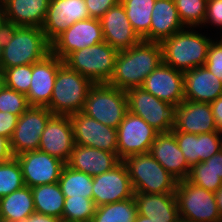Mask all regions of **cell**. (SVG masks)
<instances>
[{
	"mask_svg": "<svg viewBox=\"0 0 222 222\" xmlns=\"http://www.w3.org/2000/svg\"><path fill=\"white\" fill-rule=\"evenodd\" d=\"M162 62L161 44L141 40L129 49L119 51L108 84L124 91L141 87L146 77Z\"/></svg>",
	"mask_w": 222,
	"mask_h": 222,
	"instance_id": "obj_1",
	"label": "cell"
},
{
	"mask_svg": "<svg viewBox=\"0 0 222 222\" xmlns=\"http://www.w3.org/2000/svg\"><path fill=\"white\" fill-rule=\"evenodd\" d=\"M51 53V43L41 28L4 25L1 70L34 64Z\"/></svg>",
	"mask_w": 222,
	"mask_h": 222,
	"instance_id": "obj_2",
	"label": "cell"
},
{
	"mask_svg": "<svg viewBox=\"0 0 222 222\" xmlns=\"http://www.w3.org/2000/svg\"><path fill=\"white\" fill-rule=\"evenodd\" d=\"M190 30L184 28L160 43L163 63L183 73L205 66L212 42V39Z\"/></svg>",
	"mask_w": 222,
	"mask_h": 222,
	"instance_id": "obj_3",
	"label": "cell"
},
{
	"mask_svg": "<svg viewBox=\"0 0 222 222\" xmlns=\"http://www.w3.org/2000/svg\"><path fill=\"white\" fill-rule=\"evenodd\" d=\"M122 162L127 167L134 193H175L178 181L149 153L128 156Z\"/></svg>",
	"mask_w": 222,
	"mask_h": 222,
	"instance_id": "obj_4",
	"label": "cell"
},
{
	"mask_svg": "<svg viewBox=\"0 0 222 222\" xmlns=\"http://www.w3.org/2000/svg\"><path fill=\"white\" fill-rule=\"evenodd\" d=\"M93 84L88 78L63 63L58 68L53 94L47 108L54 115H72L82 111Z\"/></svg>",
	"mask_w": 222,
	"mask_h": 222,
	"instance_id": "obj_5",
	"label": "cell"
},
{
	"mask_svg": "<svg viewBox=\"0 0 222 222\" xmlns=\"http://www.w3.org/2000/svg\"><path fill=\"white\" fill-rule=\"evenodd\" d=\"M81 112L117 129L128 112L126 92L108 83H95L88 91Z\"/></svg>",
	"mask_w": 222,
	"mask_h": 222,
	"instance_id": "obj_6",
	"label": "cell"
},
{
	"mask_svg": "<svg viewBox=\"0 0 222 222\" xmlns=\"http://www.w3.org/2000/svg\"><path fill=\"white\" fill-rule=\"evenodd\" d=\"M119 51L106 42L72 52L64 63L92 83H108Z\"/></svg>",
	"mask_w": 222,
	"mask_h": 222,
	"instance_id": "obj_7",
	"label": "cell"
},
{
	"mask_svg": "<svg viewBox=\"0 0 222 222\" xmlns=\"http://www.w3.org/2000/svg\"><path fill=\"white\" fill-rule=\"evenodd\" d=\"M175 196L180 219L189 222H221L213 192L185 179L177 182Z\"/></svg>",
	"mask_w": 222,
	"mask_h": 222,
	"instance_id": "obj_8",
	"label": "cell"
},
{
	"mask_svg": "<svg viewBox=\"0 0 222 222\" xmlns=\"http://www.w3.org/2000/svg\"><path fill=\"white\" fill-rule=\"evenodd\" d=\"M128 111L141 117L159 133L174 128L175 106L156 98L142 87L127 89Z\"/></svg>",
	"mask_w": 222,
	"mask_h": 222,
	"instance_id": "obj_9",
	"label": "cell"
},
{
	"mask_svg": "<svg viewBox=\"0 0 222 222\" xmlns=\"http://www.w3.org/2000/svg\"><path fill=\"white\" fill-rule=\"evenodd\" d=\"M159 132L141 117L127 112L117 128V156L126 157L149 153L151 144Z\"/></svg>",
	"mask_w": 222,
	"mask_h": 222,
	"instance_id": "obj_10",
	"label": "cell"
},
{
	"mask_svg": "<svg viewBox=\"0 0 222 222\" xmlns=\"http://www.w3.org/2000/svg\"><path fill=\"white\" fill-rule=\"evenodd\" d=\"M54 114L47 107L30 106L17 121L10 145L14 156L38 150L40 137Z\"/></svg>",
	"mask_w": 222,
	"mask_h": 222,
	"instance_id": "obj_11",
	"label": "cell"
},
{
	"mask_svg": "<svg viewBox=\"0 0 222 222\" xmlns=\"http://www.w3.org/2000/svg\"><path fill=\"white\" fill-rule=\"evenodd\" d=\"M104 42L100 19L88 18L69 26L51 43V52L65 60L72 52Z\"/></svg>",
	"mask_w": 222,
	"mask_h": 222,
	"instance_id": "obj_12",
	"label": "cell"
},
{
	"mask_svg": "<svg viewBox=\"0 0 222 222\" xmlns=\"http://www.w3.org/2000/svg\"><path fill=\"white\" fill-rule=\"evenodd\" d=\"M74 143L117 154V129L104 125L83 112L70 115Z\"/></svg>",
	"mask_w": 222,
	"mask_h": 222,
	"instance_id": "obj_13",
	"label": "cell"
},
{
	"mask_svg": "<svg viewBox=\"0 0 222 222\" xmlns=\"http://www.w3.org/2000/svg\"><path fill=\"white\" fill-rule=\"evenodd\" d=\"M15 158L20 164L25 185L30 188L58 182L66 165L62 160L40 150L25 152Z\"/></svg>",
	"mask_w": 222,
	"mask_h": 222,
	"instance_id": "obj_14",
	"label": "cell"
},
{
	"mask_svg": "<svg viewBox=\"0 0 222 222\" xmlns=\"http://www.w3.org/2000/svg\"><path fill=\"white\" fill-rule=\"evenodd\" d=\"M96 206L123 201L134 196L126 165L121 161L112 170L93 177Z\"/></svg>",
	"mask_w": 222,
	"mask_h": 222,
	"instance_id": "obj_15",
	"label": "cell"
},
{
	"mask_svg": "<svg viewBox=\"0 0 222 222\" xmlns=\"http://www.w3.org/2000/svg\"><path fill=\"white\" fill-rule=\"evenodd\" d=\"M88 18L90 16L84 0H50L41 29L52 43L69 26Z\"/></svg>",
	"mask_w": 222,
	"mask_h": 222,
	"instance_id": "obj_16",
	"label": "cell"
},
{
	"mask_svg": "<svg viewBox=\"0 0 222 222\" xmlns=\"http://www.w3.org/2000/svg\"><path fill=\"white\" fill-rule=\"evenodd\" d=\"M141 87L175 107L184 101V73L163 62L146 77Z\"/></svg>",
	"mask_w": 222,
	"mask_h": 222,
	"instance_id": "obj_17",
	"label": "cell"
},
{
	"mask_svg": "<svg viewBox=\"0 0 222 222\" xmlns=\"http://www.w3.org/2000/svg\"><path fill=\"white\" fill-rule=\"evenodd\" d=\"M74 145L70 115H53L40 137L38 150L67 163Z\"/></svg>",
	"mask_w": 222,
	"mask_h": 222,
	"instance_id": "obj_18",
	"label": "cell"
},
{
	"mask_svg": "<svg viewBox=\"0 0 222 222\" xmlns=\"http://www.w3.org/2000/svg\"><path fill=\"white\" fill-rule=\"evenodd\" d=\"M64 63L52 52L32 64L31 86L27 96L30 106L47 107L53 94L58 68Z\"/></svg>",
	"mask_w": 222,
	"mask_h": 222,
	"instance_id": "obj_19",
	"label": "cell"
},
{
	"mask_svg": "<svg viewBox=\"0 0 222 222\" xmlns=\"http://www.w3.org/2000/svg\"><path fill=\"white\" fill-rule=\"evenodd\" d=\"M191 134H203L218 131L210 103L184 100L175 107L174 128Z\"/></svg>",
	"mask_w": 222,
	"mask_h": 222,
	"instance_id": "obj_20",
	"label": "cell"
},
{
	"mask_svg": "<svg viewBox=\"0 0 222 222\" xmlns=\"http://www.w3.org/2000/svg\"><path fill=\"white\" fill-rule=\"evenodd\" d=\"M104 42L118 51L138 44L141 39L134 32L121 2L111 7L101 18Z\"/></svg>",
	"mask_w": 222,
	"mask_h": 222,
	"instance_id": "obj_21",
	"label": "cell"
},
{
	"mask_svg": "<svg viewBox=\"0 0 222 222\" xmlns=\"http://www.w3.org/2000/svg\"><path fill=\"white\" fill-rule=\"evenodd\" d=\"M149 154L177 181L187 179L190 166L172 131L158 133L151 144Z\"/></svg>",
	"mask_w": 222,
	"mask_h": 222,
	"instance_id": "obj_22",
	"label": "cell"
},
{
	"mask_svg": "<svg viewBox=\"0 0 222 222\" xmlns=\"http://www.w3.org/2000/svg\"><path fill=\"white\" fill-rule=\"evenodd\" d=\"M50 0H4L0 11L1 22L9 26L41 28Z\"/></svg>",
	"mask_w": 222,
	"mask_h": 222,
	"instance_id": "obj_23",
	"label": "cell"
},
{
	"mask_svg": "<svg viewBox=\"0 0 222 222\" xmlns=\"http://www.w3.org/2000/svg\"><path fill=\"white\" fill-rule=\"evenodd\" d=\"M222 95V81L206 66L184 72V100L212 103Z\"/></svg>",
	"mask_w": 222,
	"mask_h": 222,
	"instance_id": "obj_24",
	"label": "cell"
},
{
	"mask_svg": "<svg viewBox=\"0 0 222 222\" xmlns=\"http://www.w3.org/2000/svg\"><path fill=\"white\" fill-rule=\"evenodd\" d=\"M120 162L116 153L75 144L66 164L94 177L112 170Z\"/></svg>",
	"mask_w": 222,
	"mask_h": 222,
	"instance_id": "obj_25",
	"label": "cell"
},
{
	"mask_svg": "<svg viewBox=\"0 0 222 222\" xmlns=\"http://www.w3.org/2000/svg\"><path fill=\"white\" fill-rule=\"evenodd\" d=\"M139 215L153 222H176L179 219L175 193H134Z\"/></svg>",
	"mask_w": 222,
	"mask_h": 222,
	"instance_id": "obj_26",
	"label": "cell"
},
{
	"mask_svg": "<svg viewBox=\"0 0 222 222\" xmlns=\"http://www.w3.org/2000/svg\"><path fill=\"white\" fill-rule=\"evenodd\" d=\"M184 28L174 0L155 1L150 24V42L161 43Z\"/></svg>",
	"mask_w": 222,
	"mask_h": 222,
	"instance_id": "obj_27",
	"label": "cell"
},
{
	"mask_svg": "<svg viewBox=\"0 0 222 222\" xmlns=\"http://www.w3.org/2000/svg\"><path fill=\"white\" fill-rule=\"evenodd\" d=\"M35 212L31 188L23 186L1 197L0 218L13 222L26 219Z\"/></svg>",
	"mask_w": 222,
	"mask_h": 222,
	"instance_id": "obj_28",
	"label": "cell"
},
{
	"mask_svg": "<svg viewBox=\"0 0 222 222\" xmlns=\"http://www.w3.org/2000/svg\"><path fill=\"white\" fill-rule=\"evenodd\" d=\"M35 212L62 219L64 194L58 182L38 185L31 188Z\"/></svg>",
	"mask_w": 222,
	"mask_h": 222,
	"instance_id": "obj_29",
	"label": "cell"
},
{
	"mask_svg": "<svg viewBox=\"0 0 222 222\" xmlns=\"http://www.w3.org/2000/svg\"><path fill=\"white\" fill-rule=\"evenodd\" d=\"M156 0H120L134 32L141 40L150 42V24Z\"/></svg>",
	"mask_w": 222,
	"mask_h": 222,
	"instance_id": "obj_30",
	"label": "cell"
},
{
	"mask_svg": "<svg viewBox=\"0 0 222 222\" xmlns=\"http://www.w3.org/2000/svg\"><path fill=\"white\" fill-rule=\"evenodd\" d=\"M58 184L64 197H85L93 200V177L81 171L63 167Z\"/></svg>",
	"mask_w": 222,
	"mask_h": 222,
	"instance_id": "obj_31",
	"label": "cell"
},
{
	"mask_svg": "<svg viewBox=\"0 0 222 222\" xmlns=\"http://www.w3.org/2000/svg\"><path fill=\"white\" fill-rule=\"evenodd\" d=\"M138 214L137 204L132 198L100 205L90 222H134Z\"/></svg>",
	"mask_w": 222,
	"mask_h": 222,
	"instance_id": "obj_32",
	"label": "cell"
},
{
	"mask_svg": "<svg viewBox=\"0 0 222 222\" xmlns=\"http://www.w3.org/2000/svg\"><path fill=\"white\" fill-rule=\"evenodd\" d=\"M96 204L92 199L81 197H65L62 219L70 222H90L96 212Z\"/></svg>",
	"mask_w": 222,
	"mask_h": 222,
	"instance_id": "obj_33",
	"label": "cell"
},
{
	"mask_svg": "<svg viewBox=\"0 0 222 222\" xmlns=\"http://www.w3.org/2000/svg\"><path fill=\"white\" fill-rule=\"evenodd\" d=\"M185 28L204 24L208 0H174Z\"/></svg>",
	"mask_w": 222,
	"mask_h": 222,
	"instance_id": "obj_34",
	"label": "cell"
},
{
	"mask_svg": "<svg viewBox=\"0 0 222 222\" xmlns=\"http://www.w3.org/2000/svg\"><path fill=\"white\" fill-rule=\"evenodd\" d=\"M25 186L19 162L14 157L10 161L0 162V197L9 195Z\"/></svg>",
	"mask_w": 222,
	"mask_h": 222,
	"instance_id": "obj_35",
	"label": "cell"
},
{
	"mask_svg": "<svg viewBox=\"0 0 222 222\" xmlns=\"http://www.w3.org/2000/svg\"><path fill=\"white\" fill-rule=\"evenodd\" d=\"M186 180L213 193L222 186V178L214 173L204 162L190 167Z\"/></svg>",
	"mask_w": 222,
	"mask_h": 222,
	"instance_id": "obj_36",
	"label": "cell"
},
{
	"mask_svg": "<svg viewBox=\"0 0 222 222\" xmlns=\"http://www.w3.org/2000/svg\"><path fill=\"white\" fill-rule=\"evenodd\" d=\"M4 85L19 93L28 94L31 86L32 64L5 69Z\"/></svg>",
	"mask_w": 222,
	"mask_h": 222,
	"instance_id": "obj_37",
	"label": "cell"
},
{
	"mask_svg": "<svg viewBox=\"0 0 222 222\" xmlns=\"http://www.w3.org/2000/svg\"><path fill=\"white\" fill-rule=\"evenodd\" d=\"M30 107L27 96L5 85L0 90V111L20 117Z\"/></svg>",
	"mask_w": 222,
	"mask_h": 222,
	"instance_id": "obj_38",
	"label": "cell"
},
{
	"mask_svg": "<svg viewBox=\"0 0 222 222\" xmlns=\"http://www.w3.org/2000/svg\"><path fill=\"white\" fill-rule=\"evenodd\" d=\"M222 132L198 135V163L203 162L222 150Z\"/></svg>",
	"mask_w": 222,
	"mask_h": 222,
	"instance_id": "obj_39",
	"label": "cell"
},
{
	"mask_svg": "<svg viewBox=\"0 0 222 222\" xmlns=\"http://www.w3.org/2000/svg\"><path fill=\"white\" fill-rule=\"evenodd\" d=\"M178 147L183 152L190 167L198 164V135L180 131H172Z\"/></svg>",
	"mask_w": 222,
	"mask_h": 222,
	"instance_id": "obj_40",
	"label": "cell"
},
{
	"mask_svg": "<svg viewBox=\"0 0 222 222\" xmlns=\"http://www.w3.org/2000/svg\"><path fill=\"white\" fill-rule=\"evenodd\" d=\"M205 66L222 81V40H212Z\"/></svg>",
	"mask_w": 222,
	"mask_h": 222,
	"instance_id": "obj_41",
	"label": "cell"
},
{
	"mask_svg": "<svg viewBox=\"0 0 222 222\" xmlns=\"http://www.w3.org/2000/svg\"><path fill=\"white\" fill-rule=\"evenodd\" d=\"M90 18L100 19L111 7L120 0H84Z\"/></svg>",
	"mask_w": 222,
	"mask_h": 222,
	"instance_id": "obj_42",
	"label": "cell"
},
{
	"mask_svg": "<svg viewBox=\"0 0 222 222\" xmlns=\"http://www.w3.org/2000/svg\"><path fill=\"white\" fill-rule=\"evenodd\" d=\"M212 23L222 29V0H208L204 25Z\"/></svg>",
	"mask_w": 222,
	"mask_h": 222,
	"instance_id": "obj_43",
	"label": "cell"
},
{
	"mask_svg": "<svg viewBox=\"0 0 222 222\" xmlns=\"http://www.w3.org/2000/svg\"><path fill=\"white\" fill-rule=\"evenodd\" d=\"M18 118L17 115L0 111V136H4L10 140L17 126Z\"/></svg>",
	"mask_w": 222,
	"mask_h": 222,
	"instance_id": "obj_44",
	"label": "cell"
},
{
	"mask_svg": "<svg viewBox=\"0 0 222 222\" xmlns=\"http://www.w3.org/2000/svg\"><path fill=\"white\" fill-rule=\"evenodd\" d=\"M215 125L218 131L222 132V95L210 103Z\"/></svg>",
	"mask_w": 222,
	"mask_h": 222,
	"instance_id": "obj_45",
	"label": "cell"
},
{
	"mask_svg": "<svg viewBox=\"0 0 222 222\" xmlns=\"http://www.w3.org/2000/svg\"><path fill=\"white\" fill-rule=\"evenodd\" d=\"M10 140L4 136H0V162H7L13 159Z\"/></svg>",
	"mask_w": 222,
	"mask_h": 222,
	"instance_id": "obj_46",
	"label": "cell"
},
{
	"mask_svg": "<svg viewBox=\"0 0 222 222\" xmlns=\"http://www.w3.org/2000/svg\"><path fill=\"white\" fill-rule=\"evenodd\" d=\"M209 168L222 178V150L203 161Z\"/></svg>",
	"mask_w": 222,
	"mask_h": 222,
	"instance_id": "obj_47",
	"label": "cell"
},
{
	"mask_svg": "<svg viewBox=\"0 0 222 222\" xmlns=\"http://www.w3.org/2000/svg\"><path fill=\"white\" fill-rule=\"evenodd\" d=\"M61 219L55 216L44 215L34 212L29 217L18 222H60Z\"/></svg>",
	"mask_w": 222,
	"mask_h": 222,
	"instance_id": "obj_48",
	"label": "cell"
},
{
	"mask_svg": "<svg viewBox=\"0 0 222 222\" xmlns=\"http://www.w3.org/2000/svg\"><path fill=\"white\" fill-rule=\"evenodd\" d=\"M215 200L218 208V212L222 222V186H220L217 191L214 193Z\"/></svg>",
	"mask_w": 222,
	"mask_h": 222,
	"instance_id": "obj_49",
	"label": "cell"
},
{
	"mask_svg": "<svg viewBox=\"0 0 222 222\" xmlns=\"http://www.w3.org/2000/svg\"><path fill=\"white\" fill-rule=\"evenodd\" d=\"M3 44H4V24L0 22V69L3 56Z\"/></svg>",
	"mask_w": 222,
	"mask_h": 222,
	"instance_id": "obj_50",
	"label": "cell"
},
{
	"mask_svg": "<svg viewBox=\"0 0 222 222\" xmlns=\"http://www.w3.org/2000/svg\"><path fill=\"white\" fill-rule=\"evenodd\" d=\"M134 222H153V221H151L150 218H147L143 215L137 214L136 219L134 220Z\"/></svg>",
	"mask_w": 222,
	"mask_h": 222,
	"instance_id": "obj_51",
	"label": "cell"
},
{
	"mask_svg": "<svg viewBox=\"0 0 222 222\" xmlns=\"http://www.w3.org/2000/svg\"><path fill=\"white\" fill-rule=\"evenodd\" d=\"M4 86V72L0 69V90Z\"/></svg>",
	"mask_w": 222,
	"mask_h": 222,
	"instance_id": "obj_52",
	"label": "cell"
},
{
	"mask_svg": "<svg viewBox=\"0 0 222 222\" xmlns=\"http://www.w3.org/2000/svg\"><path fill=\"white\" fill-rule=\"evenodd\" d=\"M3 4H4V0H0V11L2 9Z\"/></svg>",
	"mask_w": 222,
	"mask_h": 222,
	"instance_id": "obj_53",
	"label": "cell"
},
{
	"mask_svg": "<svg viewBox=\"0 0 222 222\" xmlns=\"http://www.w3.org/2000/svg\"><path fill=\"white\" fill-rule=\"evenodd\" d=\"M0 222H13V221L4 220V219L0 218Z\"/></svg>",
	"mask_w": 222,
	"mask_h": 222,
	"instance_id": "obj_54",
	"label": "cell"
},
{
	"mask_svg": "<svg viewBox=\"0 0 222 222\" xmlns=\"http://www.w3.org/2000/svg\"><path fill=\"white\" fill-rule=\"evenodd\" d=\"M176 222H189V221H186V220H183V219H178Z\"/></svg>",
	"mask_w": 222,
	"mask_h": 222,
	"instance_id": "obj_55",
	"label": "cell"
}]
</instances>
